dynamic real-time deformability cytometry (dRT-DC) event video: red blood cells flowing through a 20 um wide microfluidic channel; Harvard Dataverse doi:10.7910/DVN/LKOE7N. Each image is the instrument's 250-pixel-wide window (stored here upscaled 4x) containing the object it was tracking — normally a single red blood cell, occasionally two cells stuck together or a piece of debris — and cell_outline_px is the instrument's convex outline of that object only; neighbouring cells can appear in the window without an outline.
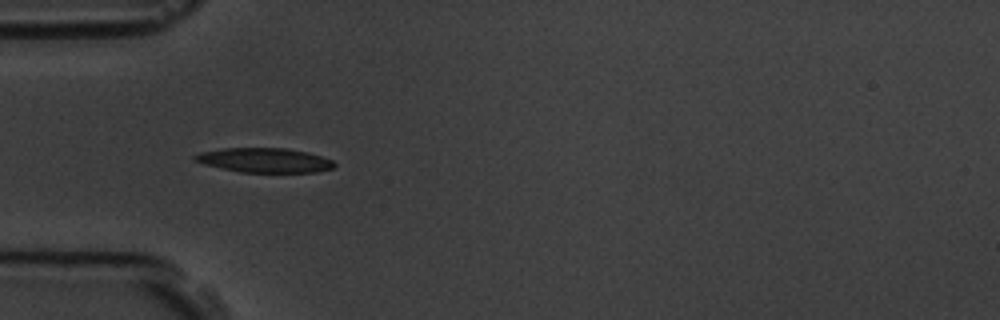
{"species": "common noctule bat (a hibernating species)", "species_latin": "Nyctalus noctula", "temperature_condition": "room temperature", "stored_images_in_passage": 5, "camera_frame_rate_fps": 3000, "um_per_image_px": 0.085, "animal": {"sex": "male", "body_mass_g": 19.5, "forearm_length_mm": 54.6}, "frame": {"image": 1, "passage_image": 4, "time_ms": 3.667, "image_size_px": [1000, 320], "cell_outline_px": [[336, 164], [332, 168], [320, 172], [240, 172], [204, 164], [192, 160], [192, 156], [200, 152], [224, 148], [284, 148], [308, 152], [332, 160]], "centroid_in_image_um": [22.47, 13.62], "position_along_channel_um": 62.5, "area_um2": 19.88}}
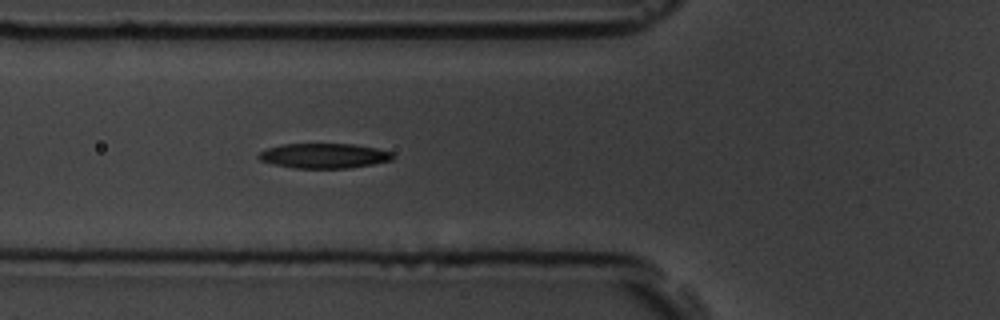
{"frame": {"image": 2, "passage_image": 5, "time_ms": 4.667, "image_size_px": [1000, 320], "cell_outline_px": [[392, 160], [372, 164], [348, 168], [296, 168], [272, 164], [260, 160], [256, 156], [260, 152], [268, 148], [280, 144], [356, 144], [376, 148], [392, 152]], "centroid_in_image_um": [27.51, 13.24], "position_along_channel_um": 98.3, "area_um2": 19.42}}